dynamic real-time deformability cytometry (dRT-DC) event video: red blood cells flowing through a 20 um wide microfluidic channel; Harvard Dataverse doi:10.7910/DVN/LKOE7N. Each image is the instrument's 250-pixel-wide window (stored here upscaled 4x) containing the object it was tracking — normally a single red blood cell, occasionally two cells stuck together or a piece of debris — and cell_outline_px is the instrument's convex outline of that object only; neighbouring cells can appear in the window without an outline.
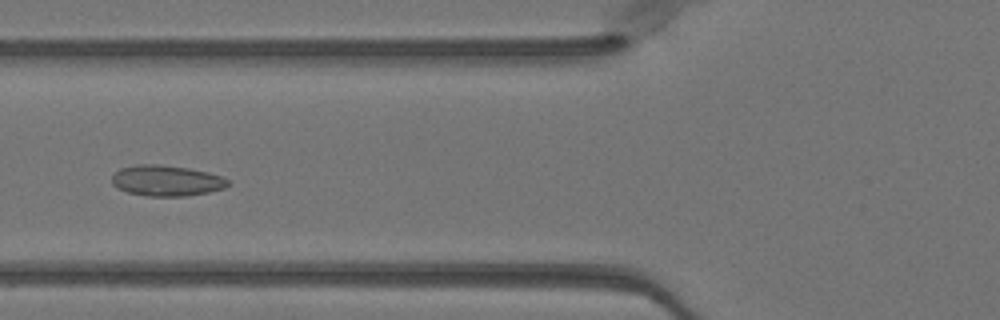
{"species": "Egyptian fruit bat (a non-hibernating species)", "species_latin": "Rousettus aegyptiacus", "temperature_condition": "warm", "stored_images_in_passage": 51, "camera_frame_rate_fps": 3000, "um_per_image_px": 0.085, "animal": {"sex": "female"}, "frame": {"image": 1, "passage_image": 20, "time_ms": 6.333, "image_size_px": [1000, 320], "cell_outline_px": [[232, 184], [224, 188], [208, 192], [188, 196], [148, 196], [128, 192], [112, 184], [112, 176], [120, 168], [136, 164], [160, 164], [188, 168], [208, 172], [220, 176], [228, 180]], "centroid_in_image_um": [14.17, 15.35], "position_along_channel_um": 111.6, "area_um2": 20.81}}
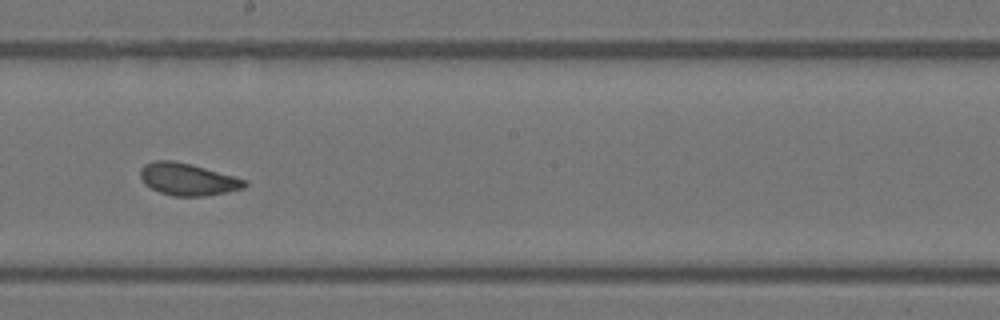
{"frame": {"image": 2, "passage_image": 29, "time_ms": 9.333, "image_size_px": [1000, 320], "cell_outline_px": [[248, 184], [244, 188], [228, 192], [204, 196], [176, 196], [160, 192], [144, 184], [140, 176], [140, 168], [144, 164], [156, 160], [172, 160], [192, 164], [248, 180]], "centroid_in_image_um": [15.97, 15.23], "position_along_channel_um": 232.2, "area_um2": 19.65}}
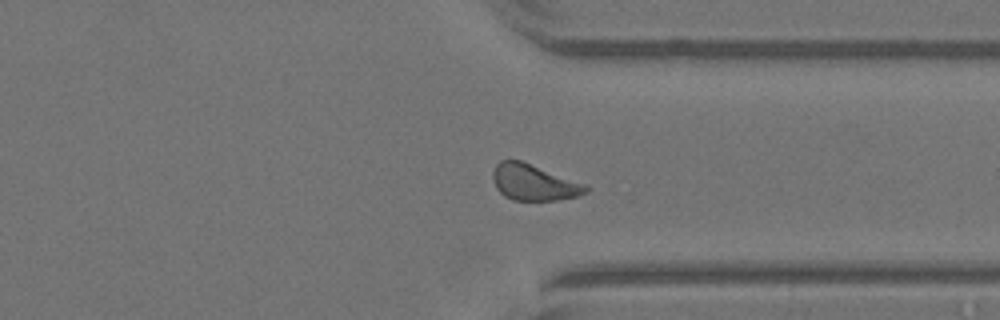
{"frame": {"image": 3, "passage_image": 39, "time_ms": 12.667, "image_size_px": [1000, 320], "cell_outline_px": [[588, 192], [576, 196], [556, 200], [512, 200], [504, 196], [496, 188], [492, 176], [492, 172], [496, 164], [500, 160], [520, 160], [588, 184]], "centroid_in_image_um": [45.38, 15.5], "position_along_channel_um": 366.0, "area_um2": 19.65}, "authors_computed_cell_mechanics": {"area_um2": 20.1144, "velocity_mm_per_s": 4.0269, "shape_relaxation_time_tau1_ms": 7.0277, "shape_relaxation_time_tau2_ms": 1.0524, "deformation_change_tau1": 0.1048, "deformation_change_tau2": 0.0598}}